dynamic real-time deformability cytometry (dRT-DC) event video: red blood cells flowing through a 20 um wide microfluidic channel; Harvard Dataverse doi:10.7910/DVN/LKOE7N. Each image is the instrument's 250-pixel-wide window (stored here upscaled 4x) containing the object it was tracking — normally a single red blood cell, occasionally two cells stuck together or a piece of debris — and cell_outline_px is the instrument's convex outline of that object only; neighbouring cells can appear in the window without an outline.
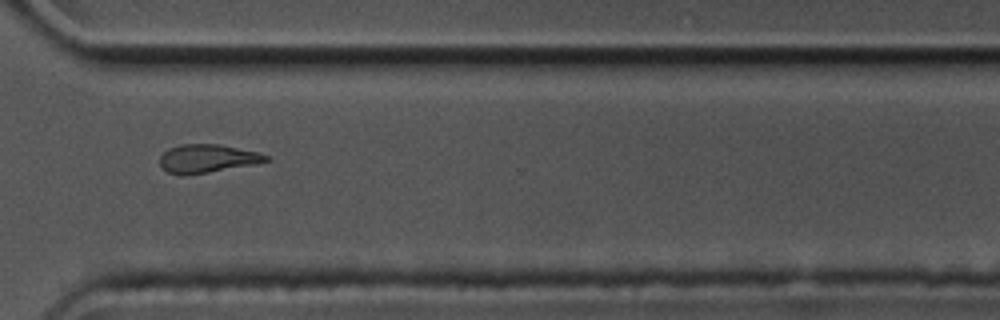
{"species": "common noctule bat (a hibernating species)", "species_latin": "Nyctalus noctula", "temperature_condition": "cold", "stored_images_in_passage": 11, "camera_frame_rate_fps": 3000, "um_per_image_px": 0.085, "animal": {"sex": "male", "body_mass_g": 17.5, "forearm_length_mm": 52.3}, "frame": {"image": 1, "passage_image": 8, "time_ms": 2.333, "image_size_px": [1000, 320], "cell_outline_px": [[268, 160], [256, 164], [184, 176], [180, 176], [168, 172], [160, 168], [160, 156], [168, 148], [180, 144], [220, 144], [260, 152], [268, 156]], "centroid_in_image_um": [17.59, 13.48], "position_along_channel_um": 353.0, "area_um2": 17.74}}